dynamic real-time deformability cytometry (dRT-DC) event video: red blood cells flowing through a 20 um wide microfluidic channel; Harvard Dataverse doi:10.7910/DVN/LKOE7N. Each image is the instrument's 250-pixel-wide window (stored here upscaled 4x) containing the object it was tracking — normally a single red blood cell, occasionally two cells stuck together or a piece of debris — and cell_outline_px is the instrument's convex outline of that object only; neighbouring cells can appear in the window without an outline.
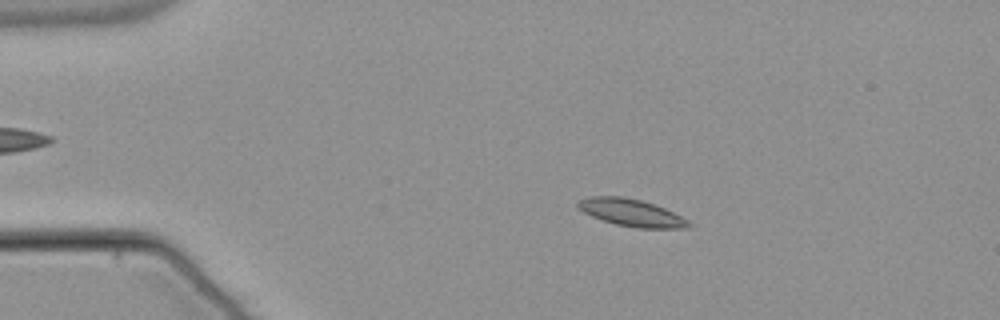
{"species": "common noctule bat (a hibernating species)", "species_latin": "Nyctalus noctula", "temperature_condition": "warm", "stored_images_in_passage": 55, "camera_frame_rate_fps": 3000, "um_per_image_px": 0.085, "animal": {"sex": "male", "body_mass_g": 21.5, "forearm_length_mm": 52.0}, "frame": {"image": 1, "passage_image": 11, "time_ms": 3.333, "image_size_px": [1000, 320], "cell_outline_px": [[692, 228], [636, 228], [616, 224], [592, 216], [576, 208], [576, 200], [588, 196], [624, 196], [640, 200], [664, 208], [688, 220], [692, 224]], "centroid_in_image_um": [53.63, 18.07], "position_along_channel_um": 31.4, "area_um2": 17.63}}
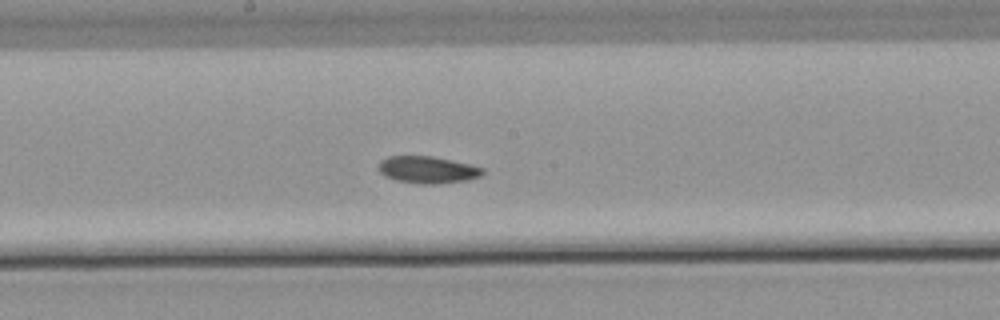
{"frame": {"image": 2, "passage_image": 30, "time_ms": 9.667, "image_size_px": [1000, 320], "cell_outline_px": [[484, 172], [480, 176], [468, 180], [436, 184], [416, 184], [396, 180], [384, 176], [380, 172], [380, 160], [388, 156], [432, 156], [452, 160], [484, 168]], "centroid_in_image_um": [36.34, 14.43], "position_along_channel_um": 211.9, "area_um2": 16.42}}
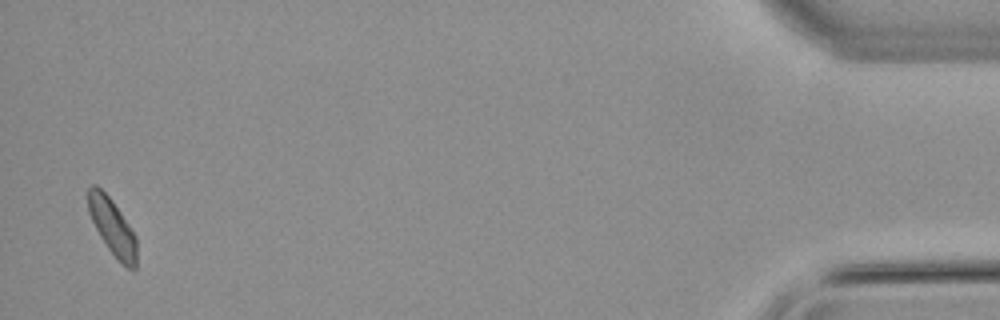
{"frame": {"image": 3, "passage_image": 54, "time_ms": 17.667, "image_size_px": [1000, 320], "cell_outline_px": [[136, 268], [132, 272], [120, 264], [108, 248], [100, 236], [88, 212], [88, 188], [92, 184], [96, 184], [112, 200], [136, 236]], "centroid_in_image_um": [9.56, 19.33], "position_along_channel_um": 425.6, "area_um2": 15.95}, "authors_computed_cell_mechanics": {"area_um2": 16.5886, "velocity_mm_per_s": 3.7676, "shape_relaxation_time_tau1_ms": 5.3038, "shape_relaxation_time_tau2_ms": 8.285, "deformation_change_tau1": 0.0945, "deformation_change_tau2": 0.1141}}